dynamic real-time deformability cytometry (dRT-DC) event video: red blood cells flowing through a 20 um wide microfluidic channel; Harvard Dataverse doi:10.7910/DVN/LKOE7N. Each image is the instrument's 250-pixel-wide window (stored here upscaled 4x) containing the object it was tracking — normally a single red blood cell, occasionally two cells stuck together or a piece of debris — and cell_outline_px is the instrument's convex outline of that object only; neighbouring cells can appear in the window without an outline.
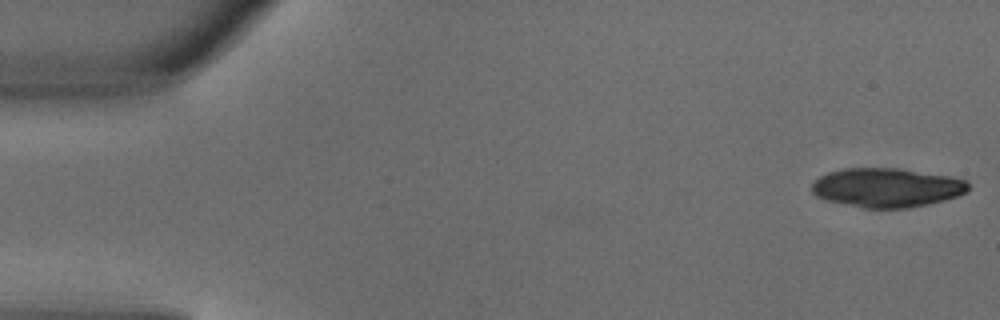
{"species": "common noctule bat (a hibernating species)", "species_latin": "Nyctalus noctula", "temperature_condition": "warm", "stored_images_in_passage": 5, "camera_frame_rate_fps": 3000, "um_per_image_px": 0.085, "animal": {"sex": "male", "body_mass_g": 18.8}, "frame": {"image": 1, "passage_image": 1, "time_ms": 0.0, "image_size_px": [1000, 320], "cell_outline_px": [[968, 192], [944, 200], [908, 208], [864, 208], [828, 200], [816, 196], [812, 192], [812, 184], [820, 176], [828, 172], [844, 168], [896, 168], [948, 176], [964, 180], [968, 184]], "centroid_in_image_um": [75.35, 15.94], "position_along_channel_um": 9.6, "area_um2": 35.32}}
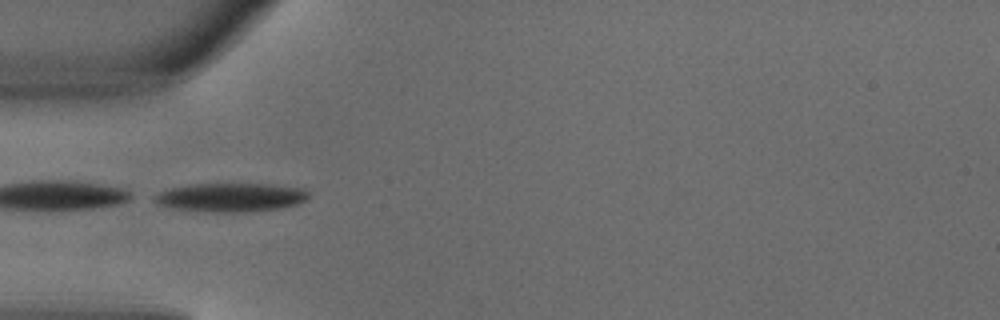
{"frame": {"image": 2, "passage_image": 5, "time_ms": 1.333, "image_size_px": [1000, 320], "cell_outline_px": [[308, 196], [300, 204], [280, 208], [248, 212], [204, 212], [176, 208], [156, 204], [152, 196], [160, 192], [172, 188], [192, 184], [272, 184], [304, 188], [308, 192]], "centroid_in_image_um": [19.64, 16.78], "position_along_channel_um": 65.4, "area_um2": 25.89}}